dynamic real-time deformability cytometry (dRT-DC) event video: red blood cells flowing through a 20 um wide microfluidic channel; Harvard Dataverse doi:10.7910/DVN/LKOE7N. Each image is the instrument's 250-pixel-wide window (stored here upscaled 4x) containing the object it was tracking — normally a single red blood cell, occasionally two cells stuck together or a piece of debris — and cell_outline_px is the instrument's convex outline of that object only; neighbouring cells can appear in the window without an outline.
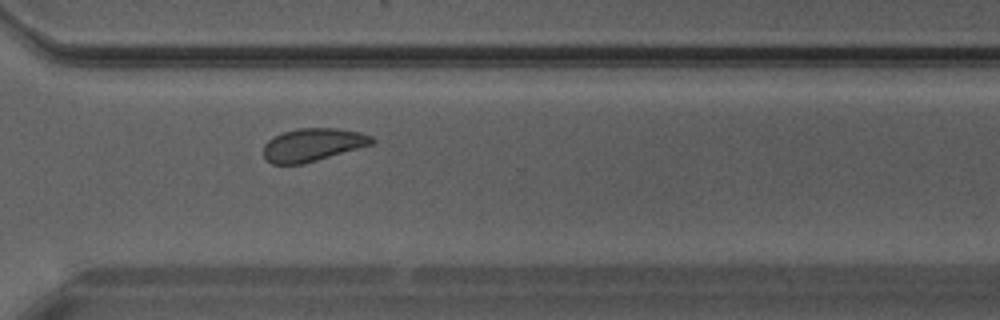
{"species": "Egyptian fruit bat (a non-hibernating species)", "species_latin": "Rousettus aegyptiacus", "temperature_condition": "warm", "stored_images_in_passage": 21, "camera_frame_rate_fps": 3000, "um_per_image_px": 0.085, "animal": {"sex": "male"}, "frame": {"image": 1, "passage_image": 15, "time_ms": 4.667, "image_size_px": [1000, 320], "cell_outline_px": [[376, 144], [304, 164], [272, 164], [264, 156], [264, 144], [272, 136], [284, 132], [300, 128], [336, 128], [360, 132], [372, 136], [376, 140]], "centroid_in_image_um": [26.64, 12.31], "position_along_channel_um": 344.0, "area_um2": 21.1}}